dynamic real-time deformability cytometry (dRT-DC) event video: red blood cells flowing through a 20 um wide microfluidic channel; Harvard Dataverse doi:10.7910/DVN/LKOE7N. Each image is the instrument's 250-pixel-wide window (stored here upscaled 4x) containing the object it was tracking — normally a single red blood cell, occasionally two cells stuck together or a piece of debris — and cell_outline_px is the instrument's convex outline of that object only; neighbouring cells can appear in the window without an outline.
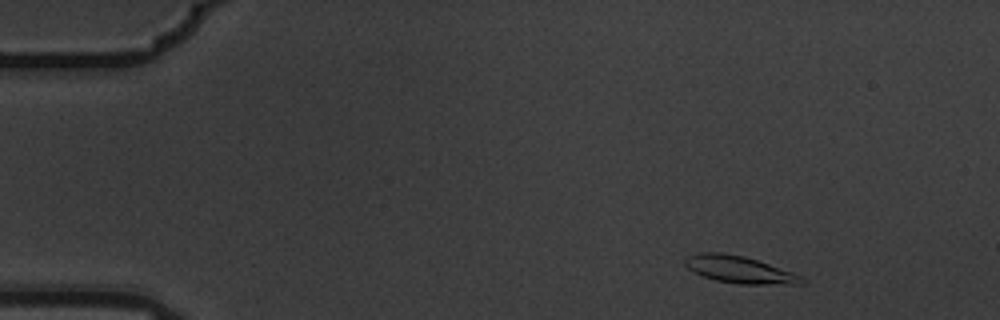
{"species": "common noctule bat (a hibernating species)", "species_latin": "Nyctalus noctula", "temperature_condition": "warm", "stored_images_in_passage": 4, "camera_frame_rate_fps": 3000, "um_per_image_px": 0.085, "animal": {"sex": "male", "body_mass_g": 19.5, "forearm_length_mm": 54.6}, "frame": {"image": 1, "passage_image": 1, "time_ms": 0.0, "image_size_px": [1000, 320], "cell_outline_px": [[808, 280], [804, 284], [740, 284], [716, 280], [704, 276], [688, 268], [684, 264], [684, 260], [688, 256], [700, 252], [720, 252], [744, 256], [792, 272]], "centroid_in_image_um": [62.87, 22.91], "position_along_channel_um": 22.1, "area_um2": 18.21}}